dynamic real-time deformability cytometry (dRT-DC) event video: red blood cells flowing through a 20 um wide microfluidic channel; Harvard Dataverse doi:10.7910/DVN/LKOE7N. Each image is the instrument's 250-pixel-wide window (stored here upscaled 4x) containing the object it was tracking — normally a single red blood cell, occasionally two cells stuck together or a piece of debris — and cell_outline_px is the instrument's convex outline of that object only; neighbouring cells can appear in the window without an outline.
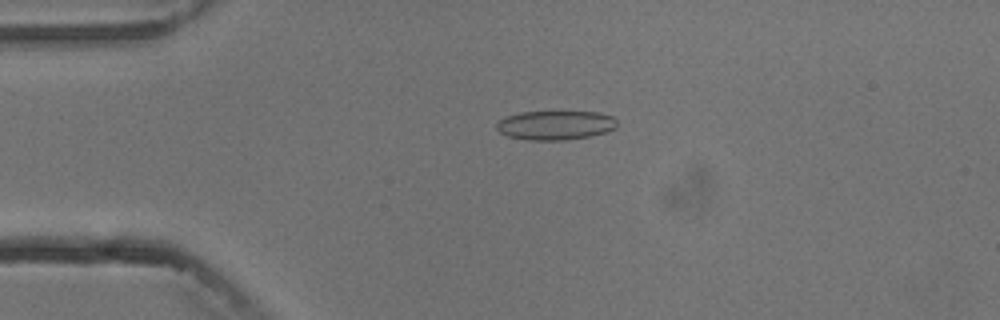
{"species": "common noctule bat (a hibernating species)", "species_latin": "Nyctalus noctula", "temperature_condition": "cold", "stored_images_in_passage": 5, "camera_frame_rate_fps": 3000, "um_per_image_px": 0.085, "animal": {"sex": "male", "body_mass_g": 13.3}, "frame": {"image": 1, "passage_image": 4, "time_ms": 3.667, "image_size_px": [1000, 320], "cell_outline_px": [[616, 128], [592, 136], [564, 140], [528, 140], [508, 136], [500, 132], [496, 128], [496, 124], [500, 120], [508, 116], [520, 112], [596, 112], [612, 116], [616, 120]], "centroid_in_image_um": [47.21, 10.65], "position_along_channel_um": 37.8, "area_um2": 20.35}}